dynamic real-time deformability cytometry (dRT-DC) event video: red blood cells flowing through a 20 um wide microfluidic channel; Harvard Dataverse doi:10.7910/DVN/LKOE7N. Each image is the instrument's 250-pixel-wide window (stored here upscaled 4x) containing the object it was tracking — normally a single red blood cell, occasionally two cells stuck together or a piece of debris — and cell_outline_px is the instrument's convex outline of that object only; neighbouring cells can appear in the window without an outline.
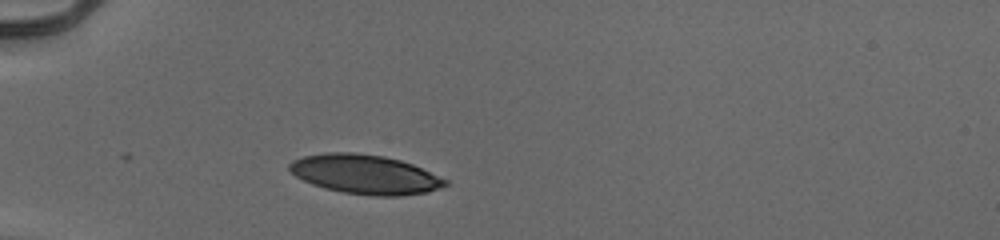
{"species": "human", "species_latin": "Homo sapiens", "temperature_condition": "cold", "stored_images_in_passage": 32, "camera_frame_rate_fps": 3000, "um_per_image_px": 0.085, "donor": {"sex": "male"}, "frame": {"image": 1, "passage_image": 1, "time_ms": 0.0, "image_size_px": [1000, 240], "cell_outline_px": [[448, 184], [440, 188], [428, 192], [400, 196], [376, 196], [340, 192], [324, 188], [312, 184], [296, 176], [288, 168], [288, 164], [292, 160], [304, 156], [324, 152], [356, 152], [384, 156], [400, 160], [412, 164], [448, 180]], "centroid_in_image_um": [31.02, 14.82], "position_along_channel_um": 54.0, "area_um2": 35.78}}
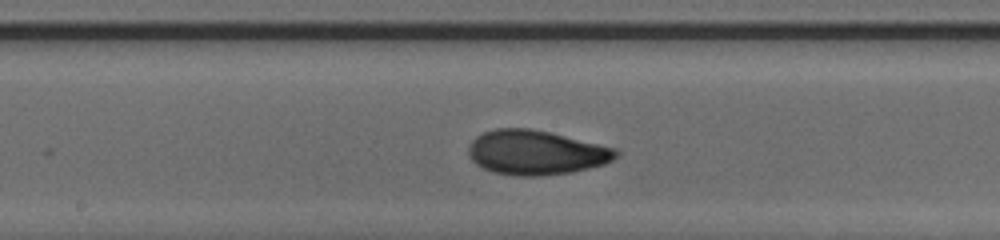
{"frame": {"image": 2, "passage_image": 14, "time_ms": 4.333, "image_size_px": [1000, 240], "cell_outline_px": [[620, 152], [612, 160], [604, 164], [572, 172], [540, 176], [516, 176], [492, 172], [476, 164], [468, 156], [468, 148], [472, 140], [476, 136], [484, 132], [496, 128], [528, 128], [548, 132], [616, 148]], "centroid_in_image_um": [45.53, 12.97], "position_along_channel_um": 202.7, "area_um2": 38.15}}
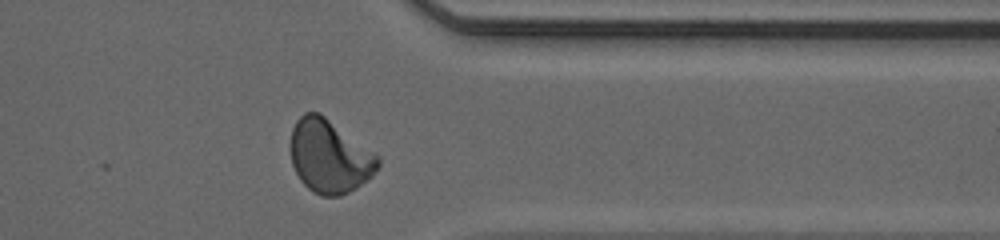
{"frame": {"image": 3, "passage_image": 28, "time_ms": 9.0, "image_size_px": [1000, 240], "cell_outline_px": [[380, 164], [372, 176], [356, 188], [340, 196], [320, 196], [312, 192], [300, 180], [292, 164], [288, 148], [288, 144], [292, 128], [296, 120], [304, 112], [320, 112], [380, 156]], "centroid_in_image_um": [27.98, 13.28], "position_along_channel_um": 383.4, "area_um2": 37.92}, "authors_computed_cell_mechanics": {"area_um2": 36.7608, "velocity_mm_per_s": 3.9345, "shape_relaxation_time_tau1_ms": 3.7214, "shape_relaxation_time_tau2_ms": 1.2541, "deformation_change_tau1": 0.1691, "deformation_change_tau2": 0.065}}